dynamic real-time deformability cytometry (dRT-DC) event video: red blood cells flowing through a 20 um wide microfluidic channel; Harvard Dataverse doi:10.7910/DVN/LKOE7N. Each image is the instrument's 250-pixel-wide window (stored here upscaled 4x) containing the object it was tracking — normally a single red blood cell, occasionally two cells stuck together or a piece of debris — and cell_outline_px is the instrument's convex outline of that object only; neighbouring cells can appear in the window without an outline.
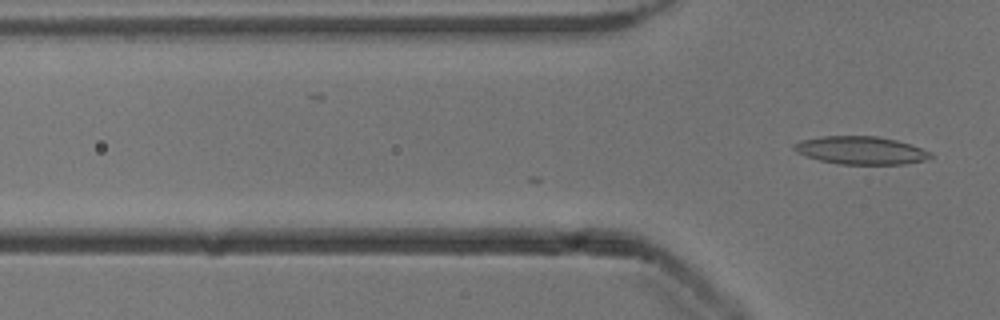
{"species": "common noctule bat (a hibernating species)", "species_latin": "Nyctalus noctula", "temperature_condition": "cold", "stored_images_in_passage": 6, "camera_frame_rate_fps": 3000, "um_per_image_px": 0.085, "animal": {"sex": "male", "body_mass_g": 13.3}, "frame": {"image": 1, "passage_image": 6, "time_ms": 1.667, "image_size_px": [1000, 320], "cell_outline_px": [[932, 156], [924, 160], [904, 164], [840, 164], [820, 160], [804, 156], [796, 152], [792, 148], [792, 144], [800, 140], [820, 136], [876, 136], [896, 140], [932, 152]], "centroid_in_image_um": [73.1, 12.77], "position_along_channel_um": 52.7, "area_um2": 22.2}}